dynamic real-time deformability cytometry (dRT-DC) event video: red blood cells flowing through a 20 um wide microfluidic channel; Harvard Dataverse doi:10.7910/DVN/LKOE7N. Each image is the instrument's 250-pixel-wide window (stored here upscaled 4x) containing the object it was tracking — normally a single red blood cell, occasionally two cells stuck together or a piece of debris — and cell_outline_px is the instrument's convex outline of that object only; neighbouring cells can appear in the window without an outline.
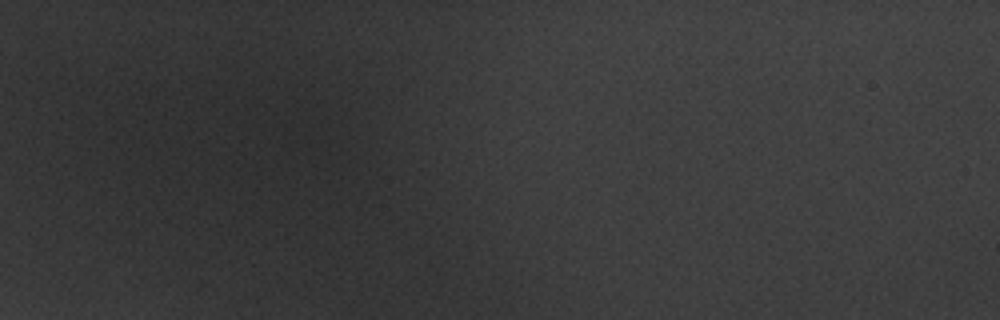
{"species": "common noctule bat (a hibernating species)", "species_latin": "Nyctalus noctula", "temperature_condition": "warm", "stored_images_in_passage": 2, "segment_of_instrument_passage": [2, 2], "camera_frame_rate_fps": 3000, "um_per_image_px": 0.085, "animal": {"sex": "male", "body_mass_g": 20.1, "forearm_length_mm": 53.5}, "frame": {"image": 1, "passage_image": 2, "time_ms": 0.333, "image_size_px": [1000, 320], "cell_outline_px": [[356, 160], [340, 180], [312, 164], [288, 144], [288, 140], [304, 132], [324, 128], [340, 136]], "centroid_in_image_um": [27.57, 12.86], "position_along_channel_um": 57.4, "area_um2": 14.28}}